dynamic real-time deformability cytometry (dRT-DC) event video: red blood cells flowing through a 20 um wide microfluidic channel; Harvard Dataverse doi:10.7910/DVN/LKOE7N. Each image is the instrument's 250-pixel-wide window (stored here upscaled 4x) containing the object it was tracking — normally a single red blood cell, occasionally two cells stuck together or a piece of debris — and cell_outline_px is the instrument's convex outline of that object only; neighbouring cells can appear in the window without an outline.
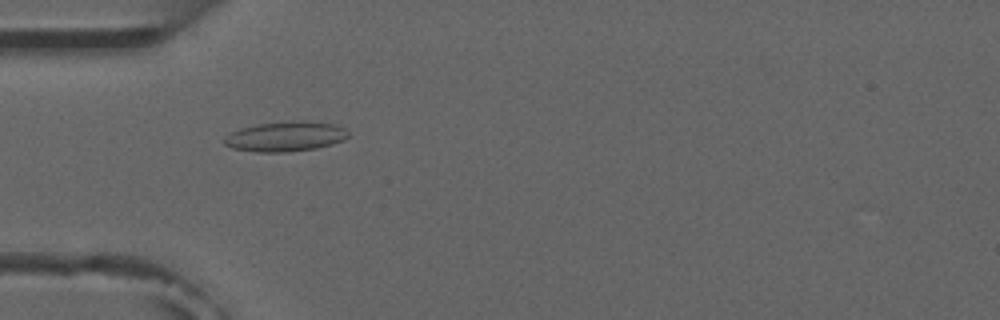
{"species": "common noctule bat (a hibernating species)", "species_latin": "Nyctalus noctula", "temperature_condition": "room temperature", "stored_images_in_passage": 8, "camera_frame_rate_fps": 3000, "um_per_image_px": 0.085, "animal": {"sex": "male", "forearm_length_mm": 52.5}, "frame": {"image": 1, "passage_image": 4, "time_ms": 4.0, "image_size_px": [1000, 320], "cell_outline_px": [[348, 136], [344, 140], [332, 144], [316, 148], [288, 152], [256, 152], [232, 148], [224, 144], [224, 136], [240, 128], [256, 124], [288, 120], [308, 120], [332, 124], [344, 128], [348, 132]], "centroid_in_image_um": [24.25, 11.59], "position_along_channel_um": 60.7, "area_um2": 21.91}}
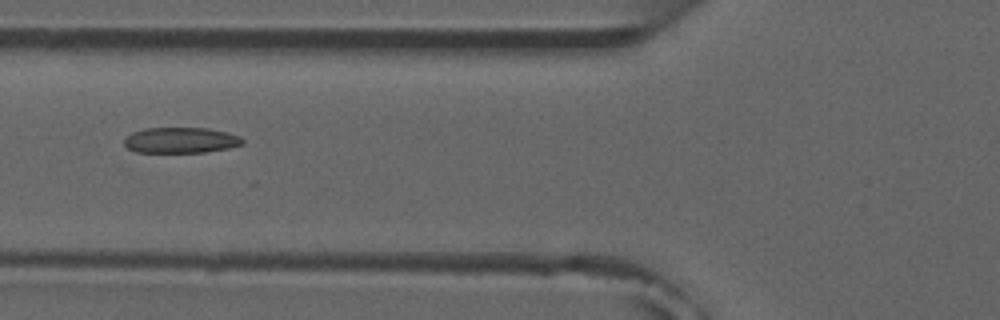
{"frame": {"image": 2, "passage_image": 5, "time_ms": 5.333, "image_size_px": [1000, 320], "cell_outline_px": [[244, 144], [228, 148], [204, 152], [136, 152], [128, 148], [124, 144], [124, 140], [132, 132], [144, 128], [208, 128], [228, 132], [240, 136], [244, 140]], "centroid_in_image_um": [15.39, 11.91], "position_along_channel_um": 110.4, "area_um2": 17.74}}
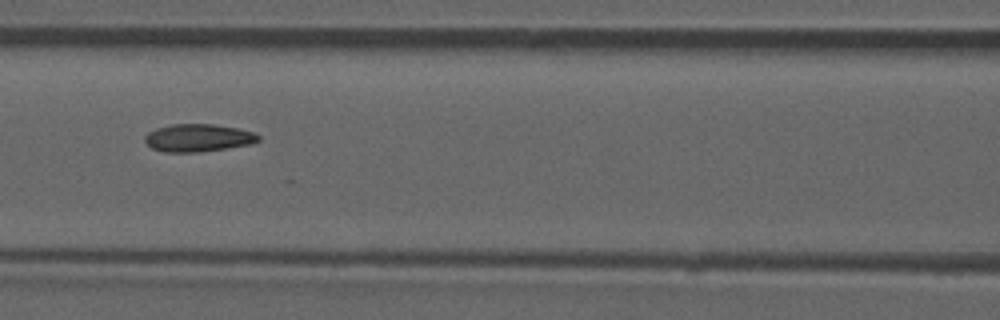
{"frame": {"image": 3, "passage_image": 6, "time_ms": 6.333, "image_size_px": [1000, 320], "cell_outline_px": [[260, 140], [252, 144], [200, 152], [164, 152], [152, 148], [144, 140], [144, 136], [148, 132], [156, 128], [172, 124], [212, 124], [236, 128], [252, 132], [260, 136]], "centroid_in_image_um": [16.82, 11.72], "position_along_channel_um": 149.8, "area_um2": 18.26}}